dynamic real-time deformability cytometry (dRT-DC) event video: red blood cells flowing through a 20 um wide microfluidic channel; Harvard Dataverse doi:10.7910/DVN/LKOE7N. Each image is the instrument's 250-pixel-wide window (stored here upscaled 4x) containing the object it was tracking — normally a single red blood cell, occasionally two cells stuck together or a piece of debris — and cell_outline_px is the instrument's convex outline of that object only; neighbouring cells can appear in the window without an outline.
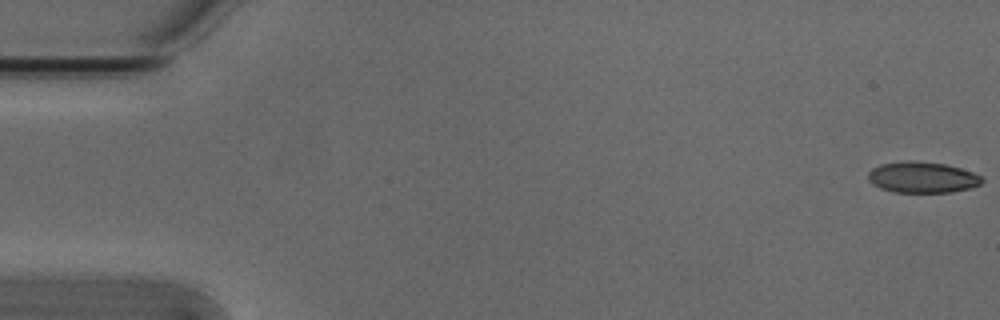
{"species": "Egyptian fruit bat (a non-hibernating species)", "species_latin": "Rousettus aegyptiacus", "temperature_condition": "cold", "stored_images_in_passage": 54, "camera_frame_rate_fps": 3000, "um_per_image_px": 0.085, "animal": {"sex": "male"}, "frame": {"image": 1, "passage_image": 1, "time_ms": 0.0, "image_size_px": [1000, 320], "cell_outline_px": [[984, 180], [980, 184], [972, 188], [952, 192], [896, 192], [880, 188], [872, 184], [868, 180], [868, 172], [872, 168], [880, 164], [908, 160], [916, 160], [944, 164], [960, 168], [972, 172], [980, 176]], "centroid_in_image_um": [78.38, 15.07], "position_along_channel_um": 6.6, "area_um2": 20.69}}
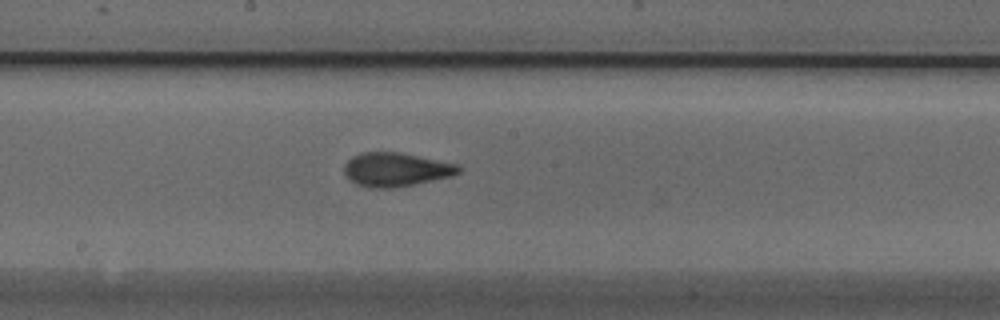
{"frame": {"image": 2, "passage_image": 29, "time_ms": 9.333, "image_size_px": [1000, 320], "cell_outline_px": [[464, 168], [460, 172], [452, 176], [396, 188], [372, 188], [356, 184], [344, 172], [344, 164], [352, 156], [360, 152], [400, 152], [456, 164]], "centroid_in_image_um": [33.66, 14.41], "position_along_channel_um": 214.5, "area_um2": 22.54}}
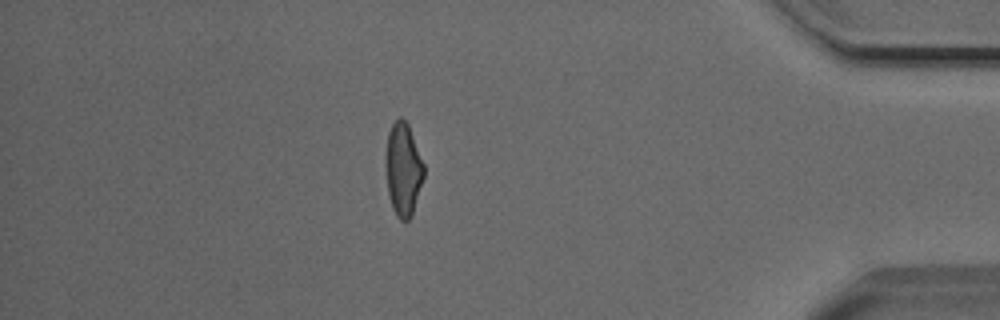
{"frame": {"image": 3, "passage_image": 47, "time_ms": 15.333, "image_size_px": [1000, 320], "cell_outline_px": [[424, 176], [412, 216], [408, 220], [400, 220], [396, 216], [392, 208], [388, 196], [384, 164], [384, 156], [388, 132], [392, 124], [400, 116], [408, 124], [424, 164]], "centroid_in_image_um": [34.24, 14.41], "position_along_channel_um": 401.0, "area_um2": 21.1}, "authors_computed_cell_mechanics": {"area_um2": 21.4149, "velocity_mm_per_s": 3.8181, "shape_relaxation_time_tau1_ms": 4.0347, "shape_relaxation_time_tau2_ms": 1.5415, "deformation_change_tau1": 0.1406, "deformation_change_tau2": 0.0733}}